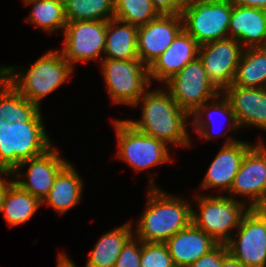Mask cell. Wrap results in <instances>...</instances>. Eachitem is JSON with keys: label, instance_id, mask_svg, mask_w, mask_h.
Masks as SVG:
<instances>
[{"label": "cell", "instance_id": "cell-13", "mask_svg": "<svg viewBox=\"0 0 266 267\" xmlns=\"http://www.w3.org/2000/svg\"><path fill=\"white\" fill-rule=\"evenodd\" d=\"M255 145L244 155L228 192L248 197L249 208L266 202V146L262 139Z\"/></svg>", "mask_w": 266, "mask_h": 267}, {"label": "cell", "instance_id": "cell-31", "mask_svg": "<svg viewBox=\"0 0 266 267\" xmlns=\"http://www.w3.org/2000/svg\"><path fill=\"white\" fill-rule=\"evenodd\" d=\"M229 255L226 244H218L209 253L200 257L190 267H220L222 261Z\"/></svg>", "mask_w": 266, "mask_h": 267}, {"label": "cell", "instance_id": "cell-10", "mask_svg": "<svg viewBox=\"0 0 266 267\" xmlns=\"http://www.w3.org/2000/svg\"><path fill=\"white\" fill-rule=\"evenodd\" d=\"M107 21H73L64 28L61 53L73 67L77 62L103 59Z\"/></svg>", "mask_w": 266, "mask_h": 267}, {"label": "cell", "instance_id": "cell-4", "mask_svg": "<svg viewBox=\"0 0 266 267\" xmlns=\"http://www.w3.org/2000/svg\"><path fill=\"white\" fill-rule=\"evenodd\" d=\"M150 176L147 206L135 234L142 242L165 243L192 222V205L181 197L167 195L156 188Z\"/></svg>", "mask_w": 266, "mask_h": 267}, {"label": "cell", "instance_id": "cell-27", "mask_svg": "<svg viewBox=\"0 0 266 267\" xmlns=\"http://www.w3.org/2000/svg\"><path fill=\"white\" fill-rule=\"evenodd\" d=\"M221 97V100L220 98ZM217 99V100H215ZM219 99V101H218ZM218 101V102H217ZM206 102L203 105L199 106L190 116H194V119L192 120V126L195 128V131L199 134L201 138H205L206 141H209L213 136H211L210 129L213 128V123L211 120L204 121L202 115L203 113L209 111H214L216 114L222 113L220 115H223L229 119V122L232 124L231 128L233 130H239V125L236 121L235 114L233 112L232 106L228 98L223 94L217 95V97H214L212 99V103ZM210 114V113H209ZM229 117V118H228ZM214 130V129H213Z\"/></svg>", "mask_w": 266, "mask_h": 267}, {"label": "cell", "instance_id": "cell-15", "mask_svg": "<svg viewBox=\"0 0 266 267\" xmlns=\"http://www.w3.org/2000/svg\"><path fill=\"white\" fill-rule=\"evenodd\" d=\"M252 144L245 141L227 139L214 160L211 162L201 189L219 188L230 191L241 161Z\"/></svg>", "mask_w": 266, "mask_h": 267}, {"label": "cell", "instance_id": "cell-30", "mask_svg": "<svg viewBox=\"0 0 266 267\" xmlns=\"http://www.w3.org/2000/svg\"><path fill=\"white\" fill-rule=\"evenodd\" d=\"M141 240L132 235L123 245L114 267H140Z\"/></svg>", "mask_w": 266, "mask_h": 267}, {"label": "cell", "instance_id": "cell-25", "mask_svg": "<svg viewBox=\"0 0 266 267\" xmlns=\"http://www.w3.org/2000/svg\"><path fill=\"white\" fill-rule=\"evenodd\" d=\"M32 5L27 21L48 33L61 30L67 24L63 0H24Z\"/></svg>", "mask_w": 266, "mask_h": 267}, {"label": "cell", "instance_id": "cell-14", "mask_svg": "<svg viewBox=\"0 0 266 267\" xmlns=\"http://www.w3.org/2000/svg\"><path fill=\"white\" fill-rule=\"evenodd\" d=\"M183 29V19L177 14H160L156 19L139 26L137 32L138 59L150 66L172 44Z\"/></svg>", "mask_w": 266, "mask_h": 267}, {"label": "cell", "instance_id": "cell-11", "mask_svg": "<svg viewBox=\"0 0 266 267\" xmlns=\"http://www.w3.org/2000/svg\"><path fill=\"white\" fill-rule=\"evenodd\" d=\"M233 38H226L199 46L198 57L204 65L209 81L224 92L235 78L244 47Z\"/></svg>", "mask_w": 266, "mask_h": 267}, {"label": "cell", "instance_id": "cell-17", "mask_svg": "<svg viewBox=\"0 0 266 267\" xmlns=\"http://www.w3.org/2000/svg\"><path fill=\"white\" fill-rule=\"evenodd\" d=\"M175 267H190L219 243L192 222L165 242Z\"/></svg>", "mask_w": 266, "mask_h": 267}, {"label": "cell", "instance_id": "cell-23", "mask_svg": "<svg viewBox=\"0 0 266 267\" xmlns=\"http://www.w3.org/2000/svg\"><path fill=\"white\" fill-rule=\"evenodd\" d=\"M129 221L104 234L91 250L86 267H114L123 245L133 235Z\"/></svg>", "mask_w": 266, "mask_h": 267}, {"label": "cell", "instance_id": "cell-1", "mask_svg": "<svg viewBox=\"0 0 266 267\" xmlns=\"http://www.w3.org/2000/svg\"><path fill=\"white\" fill-rule=\"evenodd\" d=\"M0 67V129H45L40 102L70 77L74 67L60 50L48 51L26 71Z\"/></svg>", "mask_w": 266, "mask_h": 267}, {"label": "cell", "instance_id": "cell-38", "mask_svg": "<svg viewBox=\"0 0 266 267\" xmlns=\"http://www.w3.org/2000/svg\"><path fill=\"white\" fill-rule=\"evenodd\" d=\"M216 1H221V0H187V2H216Z\"/></svg>", "mask_w": 266, "mask_h": 267}, {"label": "cell", "instance_id": "cell-36", "mask_svg": "<svg viewBox=\"0 0 266 267\" xmlns=\"http://www.w3.org/2000/svg\"><path fill=\"white\" fill-rule=\"evenodd\" d=\"M57 260V267H76L74 262L62 253L58 255Z\"/></svg>", "mask_w": 266, "mask_h": 267}, {"label": "cell", "instance_id": "cell-3", "mask_svg": "<svg viewBox=\"0 0 266 267\" xmlns=\"http://www.w3.org/2000/svg\"><path fill=\"white\" fill-rule=\"evenodd\" d=\"M144 92L142 97L134 105L142 101V116L138 121L126 119L137 130L154 137L158 140L182 147H190L191 142L186 128V122L191 117L172 98L166 89Z\"/></svg>", "mask_w": 266, "mask_h": 267}, {"label": "cell", "instance_id": "cell-6", "mask_svg": "<svg viewBox=\"0 0 266 267\" xmlns=\"http://www.w3.org/2000/svg\"><path fill=\"white\" fill-rule=\"evenodd\" d=\"M106 89L113 103L134 106L151 84L148 66L139 59H101Z\"/></svg>", "mask_w": 266, "mask_h": 267}, {"label": "cell", "instance_id": "cell-37", "mask_svg": "<svg viewBox=\"0 0 266 267\" xmlns=\"http://www.w3.org/2000/svg\"><path fill=\"white\" fill-rule=\"evenodd\" d=\"M266 223V202L260 203L252 208Z\"/></svg>", "mask_w": 266, "mask_h": 267}, {"label": "cell", "instance_id": "cell-12", "mask_svg": "<svg viewBox=\"0 0 266 267\" xmlns=\"http://www.w3.org/2000/svg\"><path fill=\"white\" fill-rule=\"evenodd\" d=\"M237 235L226 243L229 254L245 267H266V223L252 209L242 217Z\"/></svg>", "mask_w": 266, "mask_h": 267}, {"label": "cell", "instance_id": "cell-35", "mask_svg": "<svg viewBox=\"0 0 266 267\" xmlns=\"http://www.w3.org/2000/svg\"><path fill=\"white\" fill-rule=\"evenodd\" d=\"M220 267H245L240 261L234 259L230 254L222 261Z\"/></svg>", "mask_w": 266, "mask_h": 267}, {"label": "cell", "instance_id": "cell-34", "mask_svg": "<svg viewBox=\"0 0 266 267\" xmlns=\"http://www.w3.org/2000/svg\"><path fill=\"white\" fill-rule=\"evenodd\" d=\"M234 5L254 7L266 10V0H229Z\"/></svg>", "mask_w": 266, "mask_h": 267}, {"label": "cell", "instance_id": "cell-8", "mask_svg": "<svg viewBox=\"0 0 266 267\" xmlns=\"http://www.w3.org/2000/svg\"><path fill=\"white\" fill-rule=\"evenodd\" d=\"M118 158L137 172L171 160L167 144L137 130L127 120H114Z\"/></svg>", "mask_w": 266, "mask_h": 267}, {"label": "cell", "instance_id": "cell-18", "mask_svg": "<svg viewBox=\"0 0 266 267\" xmlns=\"http://www.w3.org/2000/svg\"><path fill=\"white\" fill-rule=\"evenodd\" d=\"M223 94L231 103L239 128L252 125L266 130V88L229 86Z\"/></svg>", "mask_w": 266, "mask_h": 267}, {"label": "cell", "instance_id": "cell-24", "mask_svg": "<svg viewBox=\"0 0 266 267\" xmlns=\"http://www.w3.org/2000/svg\"><path fill=\"white\" fill-rule=\"evenodd\" d=\"M230 86L266 88V46L244 48Z\"/></svg>", "mask_w": 266, "mask_h": 267}, {"label": "cell", "instance_id": "cell-21", "mask_svg": "<svg viewBox=\"0 0 266 267\" xmlns=\"http://www.w3.org/2000/svg\"><path fill=\"white\" fill-rule=\"evenodd\" d=\"M42 202L22 189L13 180H9L2 193L0 212L9 226L27 222L40 208Z\"/></svg>", "mask_w": 266, "mask_h": 267}, {"label": "cell", "instance_id": "cell-19", "mask_svg": "<svg viewBox=\"0 0 266 267\" xmlns=\"http://www.w3.org/2000/svg\"><path fill=\"white\" fill-rule=\"evenodd\" d=\"M229 32L244 48L266 46V10L232 4Z\"/></svg>", "mask_w": 266, "mask_h": 267}, {"label": "cell", "instance_id": "cell-32", "mask_svg": "<svg viewBox=\"0 0 266 267\" xmlns=\"http://www.w3.org/2000/svg\"><path fill=\"white\" fill-rule=\"evenodd\" d=\"M159 14L181 15L187 0H151Z\"/></svg>", "mask_w": 266, "mask_h": 267}, {"label": "cell", "instance_id": "cell-28", "mask_svg": "<svg viewBox=\"0 0 266 267\" xmlns=\"http://www.w3.org/2000/svg\"><path fill=\"white\" fill-rule=\"evenodd\" d=\"M160 14L151 0H114V18L135 26H142Z\"/></svg>", "mask_w": 266, "mask_h": 267}, {"label": "cell", "instance_id": "cell-7", "mask_svg": "<svg viewBox=\"0 0 266 267\" xmlns=\"http://www.w3.org/2000/svg\"><path fill=\"white\" fill-rule=\"evenodd\" d=\"M231 12L229 0L187 2L181 14L183 29L199 45L229 38Z\"/></svg>", "mask_w": 266, "mask_h": 267}, {"label": "cell", "instance_id": "cell-20", "mask_svg": "<svg viewBox=\"0 0 266 267\" xmlns=\"http://www.w3.org/2000/svg\"><path fill=\"white\" fill-rule=\"evenodd\" d=\"M82 182L75 168L68 162L56 175L53 187L42 201V205L47 203L63 214L80 202Z\"/></svg>", "mask_w": 266, "mask_h": 267}, {"label": "cell", "instance_id": "cell-33", "mask_svg": "<svg viewBox=\"0 0 266 267\" xmlns=\"http://www.w3.org/2000/svg\"><path fill=\"white\" fill-rule=\"evenodd\" d=\"M10 176L11 172H10V166L9 163L7 161V159L3 156V154L0 152V201H1V197H2V193L6 187V184L9 182L8 180H3L2 176Z\"/></svg>", "mask_w": 266, "mask_h": 267}, {"label": "cell", "instance_id": "cell-16", "mask_svg": "<svg viewBox=\"0 0 266 267\" xmlns=\"http://www.w3.org/2000/svg\"><path fill=\"white\" fill-rule=\"evenodd\" d=\"M199 46L198 42L182 29L166 51L148 67L151 84L153 78L165 84L198 57Z\"/></svg>", "mask_w": 266, "mask_h": 267}, {"label": "cell", "instance_id": "cell-5", "mask_svg": "<svg viewBox=\"0 0 266 267\" xmlns=\"http://www.w3.org/2000/svg\"><path fill=\"white\" fill-rule=\"evenodd\" d=\"M195 198L200 214L192 208V223L219 244H226L231 239V231L239 227L242 217L250 209H245V202L234 197L196 195Z\"/></svg>", "mask_w": 266, "mask_h": 267}, {"label": "cell", "instance_id": "cell-29", "mask_svg": "<svg viewBox=\"0 0 266 267\" xmlns=\"http://www.w3.org/2000/svg\"><path fill=\"white\" fill-rule=\"evenodd\" d=\"M140 267H175L165 243L141 241Z\"/></svg>", "mask_w": 266, "mask_h": 267}, {"label": "cell", "instance_id": "cell-2", "mask_svg": "<svg viewBox=\"0 0 266 267\" xmlns=\"http://www.w3.org/2000/svg\"><path fill=\"white\" fill-rule=\"evenodd\" d=\"M0 152L9 163L11 176L15 175L14 182L41 202L68 163L53 149L45 129H0ZM26 165V181L20 180V170Z\"/></svg>", "mask_w": 266, "mask_h": 267}, {"label": "cell", "instance_id": "cell-9", "mask_svg": "<svg viewBox=\"0 0 266 267\" xmlns=\"http://www.w3.org/2000/svg\"><path fill=\"white\" fill-rule=\"evenodd\" d=\"M165 84L172 98L189 115L220 94L209 81L199 57L185 65Z\"/></svg>", "mask_w": 266, "mask_h": 267}, {"label": "cell", "instance_id": "cell-22", "mask_svg": "<svg viewBox=\"0 0 266 267\" xmlns=\"http://www.w3.org/2000/svg\"><path fill=\"white\" fill-rule=\"evenodd\" d=\"M137 32L138 26L115 18L108 20L104 50L106 57L104 58L116 60L138 59Z\"/></svg>", "mask_w": 266, "mask_h": 267}, {"label": "cell", "instance_id": "cell-26", "mask_svg": "<svg viewBox=\"0 0 266 267\" xmlns=\"http://www.w3.org/2000/svg\"><path fill=\"white\" fill-rule=\"evenodd\" d=\"M67 22L108 21L114 18V0H63Z\"/></svg>", "mask_w": 266, "mask_h": 267}]
</instances>
